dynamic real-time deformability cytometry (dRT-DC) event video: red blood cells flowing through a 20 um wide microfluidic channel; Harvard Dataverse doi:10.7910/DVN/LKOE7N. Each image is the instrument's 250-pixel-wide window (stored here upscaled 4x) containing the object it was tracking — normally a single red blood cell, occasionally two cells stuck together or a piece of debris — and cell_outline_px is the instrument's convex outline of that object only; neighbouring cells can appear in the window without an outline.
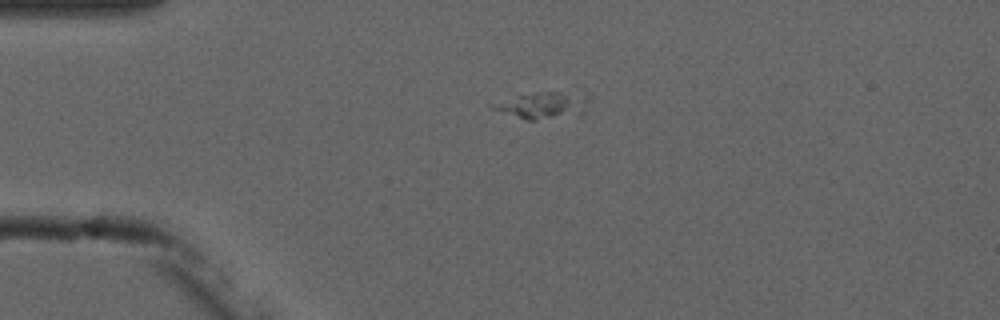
{"species": "common noctule bat (a hibernating species)", "species_latin": "Nyctalus noctula", "temperature_condition": "cold", "stored_images_in_passage": 6, "camera_frame_rate_fps": 3000, "um_per_image_px": 0.085, "animal": {"sex": "male", "forearm_length_mm": 52.5}, "frame": {"image": 1, "passage_image": 5, "time_ms": 4.667, "image_size_px": [1000, 320], "cell_outline_px": [[592, 96], [584, 112], [580, 116], [536, 120], [528, 120], [492, 108], [488, 104], [536, 92], [560, 92]], "centroid_in_image_um": [46.27, 8.97], "position_along_channel_um": 38.7, "area_um2": 14.8}}